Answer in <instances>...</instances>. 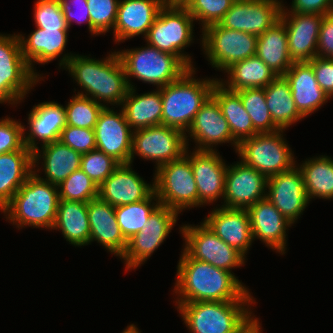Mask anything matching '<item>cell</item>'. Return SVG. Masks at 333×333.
Listing matches in <instances>:
<instances>
[{
	"label": "cell",
	"mask_w": 333,
	"mask_h": 333,
	"mask_svg": "<svg viewBox=\"0 0 333 333\" xmlns=\"http://www.w3.org/2000/svg\"><path fill=\"white\" fill-rule=\"evenodd\" d=\"M175 303L256 301L233 272L193 259L184 249L177 265ZM248 288V289H247Z\"/></svg>",
	"instance_id": "6da1fadb"
},
{
	"label": "cell",
	"mask_w": 333,
	"mask_h": 333,
	"mask_svg": "<svg viewBox=\"0 0 333 333\" xmlns=\"http://www.w3.org/2000/svg\"><path fill=\"white\" fill-rule=\"evenodd\" d=\"M59 67L68 71L83 91L79 95L90 97L104 107L121 106L129 90L124 67L116 51L102 59L64 53ZM102 102V103H101Z\"/></svg>",
	"instance_id": "7a4b0ae2"
},
{
	"label": "cell",
	"mask_w": 333,
	"mask_h": 333,
	"mask_svg": "<svg viewBox=\"0 0 333 333\" xmlns=\"http://www.w3.org/2000/svg\"><path fill=\"white\" fill-rule=\"evenodd\" d=\"M59 200L58 186L33 172L1 212L18 229L32 226L52 230Z\"/></svg>",
	"instance_id": "3957f363"
},
{
	"label": "cell",
	"mask_w": 333,
	"mask_h": 333,
	"mask_svg": "<svg viewBox=\"0 0 333 333\" xmlns=\"http://www.w3.org/2000/svg\"><path fill=\"white\" fill-rule=\"evenodd\" d=\"M196 68L185 71L177 80L159 88L162 97V125L187 132L197 112L212 94L218 78L196 79Z\"/></svg>",
	"instance_id": "277c9868"
},
{
	"label": "cell",
	"mask_w": 333,
	"mask_h": 333,
	"mask_svg": "<svg viewBox=\"0 0 333 333\" xmlns=\"http://www.w3.org/2000/svg\"><path fill=\"white\" fill-rule=\"evenodd\" d=\"M256 301L176 303L190 333H238L254 317ZM250 306V307H249Z\"/></svg>",
	"instance_id": "5b68a950"
},
{
	"label": "cell",
	"mask_w": 333,
	"mask_h": 333,
	"mask_svg": "<svg viewBox=\"0 0 333 333\" xmlns=\"http://www.w3.org/2000/svg\"><path fill=\"white\" fill-rule=\"evenodd\" d=\"M193 22L195 20L181 3L167 2L144 39L158 50L175 55L188 69L194 68L191 56L184 52L195 40Z\"/></svg>",
	"instance_id": "8992f818"
},
{
	"label": "cell",
	"mask_w": 333,
	"mask_h": 333,
	"mask_svg": "<svg viewBox=\"0 0 333 333\" xmlns=\"http://www.w3.org/2000/svg\"><path fill=\"white\" fill-rule=\"evenodd\" d=\"M145 45L116 51L124 67L129 88L135 86L131 82L133 77L159 89L174 82L188 70L175 55L160 51L147 43Z\"/></svg>",
	"instance_id": "52a82bcc"
},
{
	"label": "cell",
	"mask_w": 333,
	"mask_h": 333,
	"mask_svg": "<svg viewBox=\"0 0 333 333\" xmlns=\"http://www.w3.org/2000/svg\"><path fill=\"white\" fill-rule=\"evenodd\" d=\"M39 81L22 54L18 35L0 33V104H19Z\"/></svg>",
	"instance_id": "ba28073f"
},
{
	"label": "cell",
	"mask_w": 333,
	"mask_h": 333,
	"mask_svg": "<svg viewBox=\"0 0 333 333\" xmlns=\"http://www.w3.org/2000/svg\"><path fill=\"white\" fill-rule=\"evenodd\" d=\"M285 129L257 133L238 144L235 153L241 161L267 178L291 169L297 161L283 137Z\"/></svg>",
	"instance_id": "9c48e42d"
},
{
	"label": "cell",
	"mask_w": 333,
	"mask_h": 333,
	"mask_svg": "<svg viewBox=\"0 0 333 333\" xmlns=\"http://www.w3.org/2000/svg\"><path fill=\"white\" fill-rule=\"evenodd\" d=\"M154 171V192L161 205L178 213L198 207L197 185L190 160L185 155Z\"/></svg>",
	"instance_id": "30bf717a"
},
{
	"label": "cell",
	"mask_w": 333,
	"mask_h": 333,
	"mask_svg": "<svg viewBox=\"0 0 333 333\" xmlns=\"http://www.w3.org/2000/svg\"><path fill=\"white\" fill-rule=\"evenodd\" d=\"M202 50L212 68L225 71L236 62L256 55L258 36L214 24L202 31Z\"/></svg>",
	"instance_id": "8fae6325"
},
{
	"label": "cell",
	"mask_w": 333,
	"mask_h": 333,
	"mask_svg": "<svg viewBox=\"0 0 333 333\" xmlns=\"http://www.w3.org/2000/svg\"><path fill=\"white\" fill-rule=\"evenodd\" d=\"M186 133L180 129L157 125L133 131L130 163L137 155L155 162V169L183 157L188 149Z\"/></svg>",
	"instance_id": "7c38bea8"
},
{
	"label": "cell",
	"mask_w": 333,
	"mask_h": 333,
	"mask_svg": "<svg viewBox=\"0 0 333 333\" xmlns=\"http://www.w3.org/2000/svg\"><path fill=\"white\" fill-rule=\"evenodd\" d=\"M185 241L184 250L193 258L219 269L232 272V268L245 265L246 258L219 238L203 222L200 225L184 224L179 228Z\"/></svg>",
	"instance_id": "4fadbf2b"
},
{
	"label": "cell",
	"mask_w": 333,
	"mask_h": 333,
	"mask_svg": "<svg viewBox=\"0 0 333 333\" xmlns=\"http://www.w3.org/2000/svg\"><path fill=\"white\" fill-rule=\"evenodd\" d=\"M178 214L161 204L152 212L141 231L128 240L125 253L120 258L125 271L137 269L151 257L177 223Z\"/></svg>",
	"instance_id": "5bb4252c"
},
{
	"label": "cell",
	"mask_w": 333,
	"mask_h": 333,
	"mask_svg": "<svg viewBox=\"0 0 333 333\" xmlns=\"http://www.w3.org/2000/svg\"><path fill=\"white\" fill-rule=\"evenodd\" d=\"M282 4V0H235L218 24L259 36L280 19Z\"/></svg>",
	"instance_id": "9a60e30c"
},
{
	"label": "cell",
	"mask_w": 333,
	"mask_h": 333,
	"mask_svg": "<svg viewBox=\"0 0 333 333\" xmlns=\"http://www.w3.org/2000/svg\"><path fill=\"white\" fill-rule=\"evenodd\" d=\"M266 191V198L292 224L297 222L310 203L303 174L297 164L287 171L268 177Z\"/></svg>",
	"instance_id": "2e32d148"
},
{
	"label": "cell",
	"mask_w": 333,
	"mask_h": 333,
	"mask_svg": "<svg viewBox=\"0 0 333 333\" xmlns=\"http://www.w3.org/2000/svg\"><path fill=\"white\" fill-rule=\"evenodd\" d=\"M268 178L241 160L227 166L223 207L247 209L266 198Z\"/></svg>",
	"instance_id": "e0dca14e"
},
{
	"label": "cell",
	"mask_w": 333,
	"mask_h": 333,
	"mask_svg": "<svg viewBox=\"0 0 333 333\" xmlns=\"http://www.w3.org/2000/svg\"><path fill=\"white\" fill-rule=\"evenodd\" d=\"M187 133L185 135L188 149V141L191 139L196 143L195 148H193L196 151H218L215 149L216 146L223 143H231L235 151L238 147V143L232 137L228 121L212 96L208 98L197 112Z\"/></svg>",
	"instance_id": "ac0fdd59"
},
{
	"label": "cell",
	"mask_w": 333,
	"mask_h": 333,
	"mask_svg": "<svg viewBox=\"0 0 333 333\" xmlns=\"http://www.w3.org/2000/svg\"><path fill=\"white\" fill-rule=\"evenodd\" d=\"M94 131L97 150L113 157L120 164L130 163L133 130L122 108L118 112L109 106L104 107Z\"/></svg>",
	"instance_id": "d6986e66"
},
{
	"label": "cell",
	"mask_w": 333,
	"mask_h": 333,
	"mask_svg": "<svg viewBox=\"0 0 333 333\" xmlns=\"http://www.w3.org/2000/svg\"><path fill=\"white\" fill-rule=\"evenodd\" d=\"M186 150L185 156L190 160L198 190V207L211 204L224 197L225 160L217 151ZM189 152V153H188Z\"/></svg>",
	"instance_id": "ffe728a7"
},
{
	"label": "cell",
	"mask_w": 333,
	"mask_h": 333,
	"mask_svg": "<svg viewBox=\"0 0 333 333\" xmlns=\"http://www.w3.org/2000/svg\"><path fill=\"white\" fill-rule=\"evenodd\" d=\"M323 17L321 14L280 13V19L284 22L287 32L289 55L293 62H309L317 57Z\"/></svg>",
	"instance_id": "44dd1931"
},
{
	"label": "cell",
	"mask_w": 333,
	"mask_h": 333,
	"mask_svg": "<svg viewBox=\"0 0 333 333\" xmlns=\"http://www.w3.org/2000/svg\"><path fill=\"white\" fill-rule=\"evenodd\" d=\"M166 3L167 0H120L112 32L116 44L139 35L145 38Z\"/></svg>",
	"instance_id": "7402d4cb"
},
{
	"label": "cell",
	"mask_w": 333,
	"mask_h": 333,
	"mask_svg": "<svg viewBox=\"0 0 333 333\" xmlns=\"http://www.w3.org/2000/svg\"><path fill=\"white\" fill-rule=\"evenodd\" d=\"M253 240L259 239L268 248L283 255L287 248V231L293 224L264 198L247 209Z\"/></svg>",
	"instance_id": "603a6c76"
},
{
	"label": "cell",
	"mask_w": 333,
	"mask_h": 333,
	"mask_svg": "<svg viewBox=\"0 0 333 333\" xmlns=\"http://www.w3.org/2000/svg\"><path fill=\"white\" fill-rule=\"evenodd\" d=\"M131 163L120 164L99 186V198L113 207L147 199L154 192V182L148 184L136 173Z\"/></svg>",
	"instance_id": "cb8c5ba5"
},
{
	"label": "cell",
	"mask_w": 333,
	"mask_h": 333,
	"mask_svg": "<svg viewBox=\"0 0 333 333\" xmlns=\"http://www.w3.org/2000/svg\"><path fill=\"white\" fill-rule=\"evenodd\" d=\"M202 222L219 238L247 257L254 240L246 209L216 206Z\"/></svg>",
	"instance_id": "d4e9b609"
},
{
	"label": "cell",
	"mask_w": 333,
	"mask_h": 333,
	"mask_svg": "<svg viewBox=\"0 0 333 333\" xmlns=\"http://www.w3.org/2000/svg\"><path fill=\"white\" fill-rule=\"evenodd\" d=\"M27 120L29 126L23 127L24 144L34 152L38 148L39 141H41L40 146H43L59 140L66 126L65 109L57 102L44 101L33 106ZM26 128H29L28 131Z\"/></svg>",
	"instance_id": "484cf974"
},
{
	"label": "cell",
	"mask_w": 333,
	"mask_h": 333,
	"mask_svg": "<svg viewBox=\"0 0 333 333\" xmlns=\"http://www.w3.org/2000/svg\"><path fill=\"white\" fill-rule=\"evenodd\" d=\"M81 157L82 154L63 144L60 140L54 141L41 146V149L38 147L33 152V172L40 179L59 186L74 171L80 169ZM40 160L41 166H39ZM40 170L44 172L46 178L39 175V173L41 174Z\"/></svg>",
	"instance_id": "4316f807"
},
{
	"label": "cell",
	"mask_w": 333,
	"mask_h": 333,
	"mask_svg": "<svg viewBox=\"0 0 333 333\" xmlns=\"http://www.w3.org/2000/svg\"><path fill=\"white\" fill-rule=\"evenodd\" d=\"M87 212L90 224V244L97 241L108 252L121 258L125 253L128 241L117 223L115 207L98 197L88 202Z\"/></svg>",
	"instance_id": "83f0119b"
},
{
	"label": "cell",
	"mask_w": 333,
	"mask_h": 333,
	"mask_svg": "<svg viewBox=\"0 0 333 333\" xmlns=\"http://www.w3.org/2000/svg\"><path fill=\"white\" fill-rule=\"evenodd\" d=\"M283 76L289 83L296 108L304 118L330 100L319 86L309 62H294Z\"/></svg>",
	"instance_id": "f1b7e54d"
},
{
	"label": "cell",
	"mask_w": 333,
	"mask_h": 333,
	"mask_svg": "<svg viewBox=\"0 0 333 333\" xmlns=\"http://www.w3.org/2000/svg\"><path fill=\"white\" fill-rule=\"evenodd\" d=\"M69 30H57V29H42L36 27L27 38L17 34L22 54L30 66V69L40 78L43 79V74H38L35 63L45 65L53 60L58 59L65 52V48L68 41ZM61 55V56H60Z\"/></svg>",
	"instance_id": "f546056e"
},
{
	"label": "cell",
	"mask_w": 333,
	"mask_h": 333,
	"mask_svg": "<svg viewBox=\"0 0 333 333\" xmlns=\"http://www.w3.org/2000/svg\"><path fill=\"white\" fill-rule=\"evenodd\" d=\"M129 88L122 105L126 121L133 131L162 124V97L160 89L139 94Z\"/></svg>",
	"instance_id": "4dcf8cb0"
},
{
	"label": "cell",
	"mask_w": 333,
	"mask_h": 333,
	"mask_svg": "<svg viewBox=\"0 0 333 333\" xmlns=\"http://www.w3.org/2000/svg\"><path fill=\"white\" fill-rule=\"evenodd\" d=\"M33 173V152L16 150L0 155V210Z\"/></svg>",
	"instance_id": "1f68e13d"
},
{
	"label": "cell",
	"mask_w": 333,
	"mask_h": 333,
	"mask_svg": "<svg viewBox=\"0 0 333 333\" xmlns=\"http://www.w3.org/2000/svg\"><path fill=\"white\" fill-rule=\"evenodd\" d=\"M256 56L277 76H283L290 69L294 62L289 55L287 32L281 19L258 36Z\"/></svg>",
	"instance_id": "d6a6232c"
},
{
	"label": "cell",
	"mask_w": 333,
	"mask_h": 333,
	"mask_svg": "<svg viewBox=\"0 0 333 333\" xmlns=\"http://www.w3.org/2000/svg\"><path fill=\"white\" fill-rule=\"evenodd\" d=\"M87 204L86 202L59 200L53 230H61L64 239L75 247L90 244Z\"/></svg>",
	"instance_id": "836d02e7"
},
{
	"label": "cell",
	"mask_w": 333,
	"mask_h": 333,
	"mask_svg": "<svg viewBox=\"0 0 333 333\" xmlns=\"http://www.w3.org/2000/svg\"><path fill=\"white\" fill-rule=\"evenodd\" d=\"M224 73H227V79L220 78L218 82L235 92L246 88H264L277 77L256 55L234 63Z\"/></svg>",
	"instance_id": "e575fe53"
},
{
	"label": "cell",
	"mask_w": 333,
	"mask_h": 333,
	"mask_svg": "<svg viewBox=\"0 0 333 333\" xmlns=\"http://www.w3.org/2000/svg\"><path fill=\"white\" fill-rule=\"evenodd\" d=\"M211 96L217 101L228 121L232 137L238 144L258 133L253 127L251 117L244 109L240 96L235 91L226 89L217 81Z\"/></svg>",
	"instance_id": "d590c367"
},
{
	"label": "cell",
	"mask_w": 333,
	"mask_h": 333,
	"mask_svg": "<svg viewBox=\"0 0 333 333\" xmlns=\"http://www.w3.org/2000/svg\"><path fill=\"white\" fill-rule=\"evenodd\" d=\"M264 92L272 120L280 129L287 130L304 119L296 108L289 83L284 76H277L264 87Z\"/></svg>",
	"instance_id": "8d00e7d4"
},
{
	"label": "cell",
	"mask_w": 333,
	"mask_h": 333,
	"mask_svg": "<svg viewBox=\"0 0 333 333\" xmlns=\"http://www.w3.org/2000/svg\"><path fill=\"white\" fill-rule=\"evenodd\" d=\"M303 174L306 194L313 198L333 199V158L321 155L297 164Z\"/></svg>",
	"instance_id": "74e56055"
},
{
	"label": "cell",
	"mask_w": 333,
	"mask_h": 333,
	"mask_svg": "<svg viewBox=\"0 0 333 333\" xmlns=\"http://www.w3.org/2000/svg\"><path fill=\"white\" fill-rule=\"evenodd\" d=\"M159 205L160 201L153 192L143 201L115 207L117 223L127 241L141 231L149 216Z\"/></svg>",
	"instance_id": "f35d334b"
},
{
	"label": "cell",
	"mask_w": 333,
	"mask_h": 333,
	"mask_svg": "<svg viewBox=\"0 0 333 333\" xmlns=\"http://www.w3.org/2000/svg\"><path fill=\"white\" fill-rule=\"evenodd\" d=\"M236 93L240 96L244 109L251 117L253 127L258 133H272L280 130L270 115L264 88H246Z\"/></svg>",
	"instance_id": "ab89813d"
},
{
	"label": "cell",
	"mask_w": 333,
	"mask_h": 333,
	"mask_svg": "<svg viewBox=\"0 0 333 333\" xmlns=\"http://www.w3.org/2000/svg\"><path fill=\"white\" fill-rule=\"evenodd\" d=\"M65 109L66 125L93 129L104 106L90 97L74 94Z\"/></svg>",
	"instance_id": "60d3db41"
},
{
	"label": "cell",
	"mask_w": 333,
	"mask_h": 333,
	"mask_svg": "<svg viewBox=\"0 0 333 333\" xmlns=\"http://www.w3.org/2000/svg\"><path fill=\"white\" fill-rule=\"evenodd\" d=\"M235 0H184L181 4L188 10L193 19L201 24V30L218 24L229 11ZM201 22V23H200Z\"/></svg>",
	"instance_id": "b9f144b4"
},
{
	"label": "cell",
	"mask_w": 333,
	"mask_h": 333,
	"mask_svg": "<svg viewBox=\"0 0 333 333\" xmlns=\"http://www.w3.org/2000/svg\"><path fill=\"white\" fill-rule=\"evenodd\" d=\"M58 190L60 200L88 203L99 196V187L81 169L68 176Z\"/></svg>",
	"instance_id": "7bdbcfd3"
},
{
	"label": "cell",
	"mask_w": 333,
	"mask_h": 333,
	"mask_svg": "<svg viewBox=\"0 0 333 333\" xmlns=\"http://www.w3.org/2000/svg\"><path fill=\"white\" fill-rule=\"evenodd\" d=\"M119 1L120 0H87L92 36L105 35V33L114 29Z\"/></svg>",
	"instance_id": "ee69618b"
},
{
	"label": "cell",
	"mask_w": 333,
	"mask_h": 333,
	"mask_svg": "<svg viewBox=\"0 0 333 333\" xmlns=\"http://www.w3.org/2000/svg\"><path fill=\"white\" fill-rule=\"evenodd\" d=\"M119 165L113 157L96 149L82 154L80 169L99 187Z\"/></svg>",
	"instance_id": "f6af8a7d"
},
{
	"label": "cell",
	"mask_w": 333,
	"mask_h": 333,
	"mask_svg": "<svg viewBox=\"0 0 333 333\" xmlns=\"http://www.w3.org/2000/svg\"><path fill=\"white\" fill-rule=\"evenodd\" d=\"M33 11L35 27L45 30H69L59 0H37Z\"/></svg>",
	"instance_id": "bcb514c9"
},
{
	"label": "cell",
	"mask_w": 333,
	"mask_h": 333,
	"mask_svg": "<svg viewBox=\"0 0 333 333\" xmlns=\"http://www.w3.org/2000/svg\"><path fill=\"white\" fill-rule=\"evenodd\" d=\"M24 125L8 116L0 119V155L16 150H30L24 144Z\"/></svg>",
	"instance_id": "7dc6e473"
},
{
	"label": "cell",
	"mask_w": 333,
	"mask_h": 333,
	"mask_svg": "<svg viewBox=\"0 0 333 333\" xmlns=\"http://www.w3.org/2000/svg\"><path fill=\"white\" fill-rule=\"evenodd\" d=\"M59 140L80 154L96 150L95 131L66 125Z\"/></svg>",
	"instance_id": "c3c4849f"
},
{
	"label": "cell",
	"mask_w": 333,
	"mask_h": 333,
	"mask_svg": "<svg viewBox=\"0 0 333 333\" xmlns=\"http://www.w3.org/2000/svg\"><path fill=\"white\" fill-rule=\"evenodd\" d=\"M59 4L68 28H71L72 22L77 24L87 22L88 30L91 33V20L87 0H59Z\"/></svg>",
	"instance_id": "681fc988"
},
{
	"label": "cell",
	"mask_w": 333,
	"mask_h": 333,
	"mask_svg": "<svg viewBox=\"0 0 333 333\" xmlns=\"http://www.w3.org/2000/svg\"><path fill=\"white\" fill-rule=\"evenodd\" d=\"M321 89L333 98V59L314 57L309 61Z\"/></svg>",
	"instance_id": "f907efd6"
},
{
	"label": "cell",
	"mask_w": 333,
	"mask_h": 333,
	"mask_svg": "<svg viewBox=\"0 0 333 333\" xmlns=\"http://www.w3.org/2000/svg\"><path fill=\"white\" fill-rule=\"evenodd\" d=\"M333 0H292L291 8L282 4L281 12L330 14Z\"/></svg>",
	"instance_id": "816d5d0a"
},
{
	"label": "cell",
	"mask_w": 333,
	"mask_h": 333,
	"mask_svg": "<svg viewBox=\"0 0 333 333\" xmlns=\"http://www.w3.org/2000/svg\"><path fill=\"white\" fill-rule=\"evenodd\" d=\"M317 56L333 59V16L324 15L319 32Z\"/></svg>",
	"instance_id": "f5cc1de1"
},
{
	"label": "cell",
	"mask_w": 333,
	"mask_h": 333,
	"mask_svg": "<svg viewBox=\"0 0 333 333\" xmlns=\"http://www.w3.org/2000/svg\"><path fill=\"white\" fill-rule=\"evenodd\" d=\"M262 324L260 320L254 317L244 328H242L238 333H262Z\"/></svg>",
	"instance_id": "db71d44e"
},
{
	"label": "cell",
	"mask_w": 333,
	"mask_h": 333,
	"mask_svg": "<svg viewBox=\"0 0 333 333\" xmlns=\"http://www.w3.org/2000/svg\"><path fill=\"white\" fill-rule=\"evenodd\" d=\"M122 333H141V331H139L136 325L130 324L129 326H127V328L123 330Z\"/></svg>",
	"instance_id": "11a10c76"
},
{
	"label": "cell",
	"mask_w": 333,
	"mask_h": 333,
	"mask_svg": "<svg viewBox=\"0 0 333 333\" xmlns=\"http://www.w3.org/2000/svg\"><path fill=\"white\" fill-rule=\"evenodd\" d=\"M184 0H167L168 3H182Z\"/></svg>",
	"instance_id": "9f6ffc18"
},
{
	"label": "cell",
	"mask_w": 333,
	"mask_h": 333,
	"mask_svg": "<svg viewBox=\"0 0 333 333\" xmlns=\"http://www.w3.org/2000/svg\"><path fill=\"white\" fill-rule=\"evenodd\" d=\"M330 15L333 16V2H332V7H331Z\"/></svg>",
	"instance_id": "6f0895ef"
}]
</instances>
